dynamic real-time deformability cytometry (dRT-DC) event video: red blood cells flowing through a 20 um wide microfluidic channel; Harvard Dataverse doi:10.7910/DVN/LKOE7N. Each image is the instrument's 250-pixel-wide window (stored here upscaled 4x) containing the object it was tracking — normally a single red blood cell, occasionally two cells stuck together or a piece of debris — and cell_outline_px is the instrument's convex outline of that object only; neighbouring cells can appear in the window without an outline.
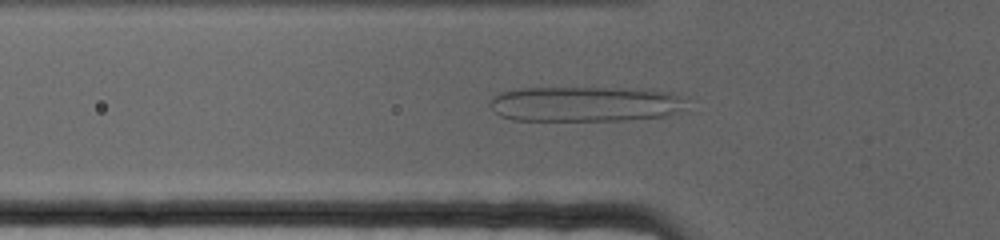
{"species": "human", "species_latin": "Homo sapiens", "temperature_condition": "cold", "stored_images_in_passage": 68, "camera_frame_rate_fps": 3000, "um_per_image_px": 0.085, "donor": {"sex": "female"}, "frame": {"image": 1, "passage_image": 22, "time_ms": 7.0, "image_size_px": [1000, 240], "cell_outline_px": [[676, 112], [664, 116], [624, 120], [516, 120], [500, 116], [488, 104], [492, 96], [500, 92], [524, 88], [620, 88], [660, 92], [676, 96]], "centroid_in_image_um": [49.47, 8.85], "position_along_channel_um": 76.3, "area_um2": 38.96}}
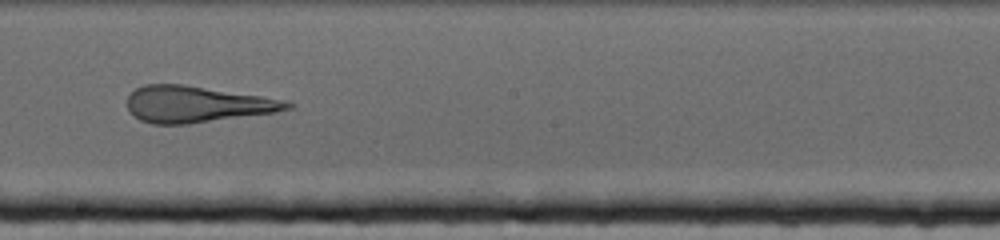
{"frame": {"image": 2, "passage_image": 38, "time_ms": 12.333, "image_size_px": [1000, 240], "cell_outline_px": [[296, 104], [292, 108], [276, 112], [188, 124], [152, 124], [140, 120], [128, 108], [128, 96], [136, 88], [144, 84], [184, 84], [288, 100]], "centroid_in_image_um": [16.77, 8.85], "position_along_channel_um": 231.4, "area_um2": 33.93}}
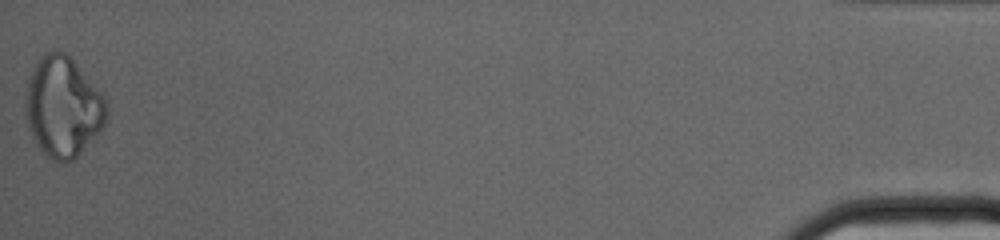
{"frame": {"image": 3, "passage_image": 68, "time_ms": 22.333, "image_size_px": [1000, 240], "cell_outline_px": [[108, 116], [100, 132], [72, 160], [64, 164], [60, 164], [52, 160], [40, 148], [28, 128], [24, 108], [24, 92], [28, 76], [32, 68], [40, 56], [44, 52], [56, 48], [64, 52], [76, 64], [104, 96], [108, 104]], "centroid_in_image_um": [5.32, 9.07], "position_along_channel_um": 429.9, "area_um2": 47.92}}